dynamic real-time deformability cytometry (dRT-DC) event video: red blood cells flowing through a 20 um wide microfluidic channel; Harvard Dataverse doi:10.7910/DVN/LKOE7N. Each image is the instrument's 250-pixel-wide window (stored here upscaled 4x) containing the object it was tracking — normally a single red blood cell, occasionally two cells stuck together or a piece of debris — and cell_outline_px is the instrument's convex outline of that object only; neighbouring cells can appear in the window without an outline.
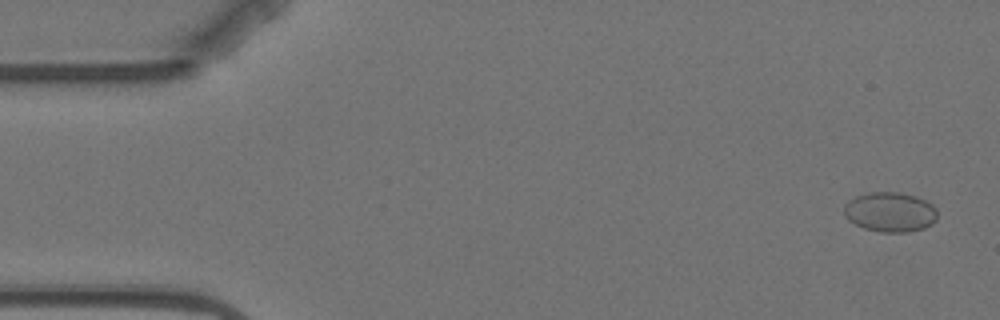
{"species": "Egyptian fruit bat (a non-hibernating species)", "species_latin": "Rousettus aegyptiacus", "temperature_condition": "warm", "stored_images_in_passage": 5, "camera_frame_rate_fps": 3000, "um_per_image_px": 0.085, "animal": {"sex": "female"}, "frame": {"image": 1, "passage_image": 1, "time_ms": 0.0, "image_size_px": [1000, 320], "cell_outline_px": [[936, 220], [932, 224], [924, 228], [908, 232], [880, 232], [864, 228], [848, 220], [844, 216], [844, 204], [856, 196], [868, 192], [900, 192], [916, 196], [932, 204], [936, 208]], "centroid_in_image_um": [75.65, 18.02], "position_along_channel_um": 9.3, "area_um2": 21.73}}
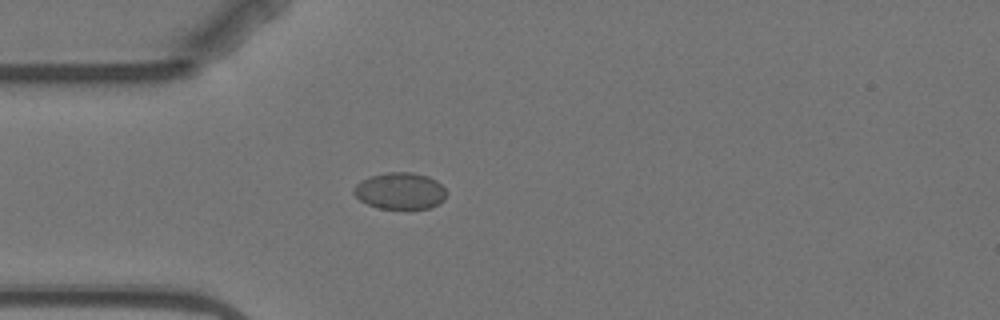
{"frame": {"image": 2, "passage_image": 4, "time_ms": 4.333, "image_size_px": [1000, 320], "cell_outline_px": [[448, 192], [444, 200], [428, 208], [380, 208], [368, 204], [360, 200], [352, 192], [352, 188], [360, 180], [368, 176], [384, 172], [412, 172], [428, 176], [436, 180]], "centroid_in_image_um": [33.98, 16.2], "position_along_channel_um": 51.0, "area_um2": 19.88}}